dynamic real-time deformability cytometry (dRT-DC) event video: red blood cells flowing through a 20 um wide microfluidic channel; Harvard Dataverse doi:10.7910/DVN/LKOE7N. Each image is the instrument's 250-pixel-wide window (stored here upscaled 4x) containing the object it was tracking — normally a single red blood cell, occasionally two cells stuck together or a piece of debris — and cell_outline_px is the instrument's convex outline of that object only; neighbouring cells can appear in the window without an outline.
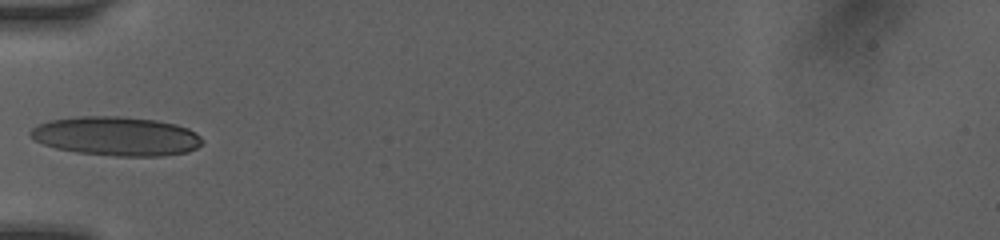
{"species": "human", "species_latin": "Homo sapiens", "temperature_condition": "room temperature", "stored_images_in_passage": 50, "camera_frame_rate_fps": 3000, "um_per_image_px": 0.085, "donor": {"sex": "female"}, "frame": {"image": 1, "passage_image": 1, "time_ms": 0.0, "image_size_px": [1000, 240], "cell_outline_px": [[204, 140], [196, 148], [188, 152], [164, 156], [116, 156], [76, 152], [56, 148], [44, 144], [36, 140], [28, 132], [32, 128], [40, 124], [52, 120], [76, 116], [120, 116], [156, 120], [176, 124], [188, 128], [196, 132]], "centroid_in_image_um": [9.93, 11.57], "position_along_channel_um": 75.1, "area_um2": 39.13}}
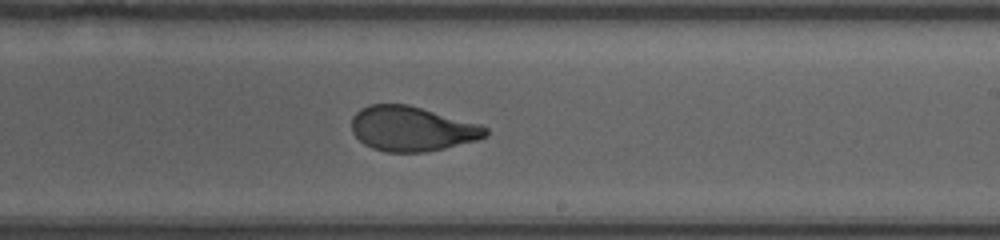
{"frame": {"image": 2, "passage_image": 21, "time_ms": 4.333, "image_size_px": [1000, 240], "cell_outline_px": [[488, 136], [476, 140], [444, 148], [424, 152], [388, 152], [372, 148], [364, 144], [352, 132], [352, 116], [360, 108], [368, 104], [408, 104], [480, 124], [488, 128]], "centroid_in_image_um": [35.0, 10.93], "position_along_channel_um": 254.0, "area_um2": 34.97}}
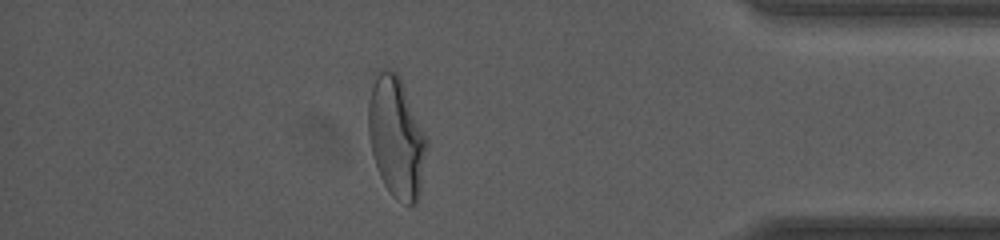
{"frame": {"image": 3, "passage_image": 46, "time_ms": 8.667, "image_size_px": [1000, 240], "cell_outline_px": [[428, 148], [420, 192], [416, 204], [408, 204], [392, 196], [384, 184], [380, 176], [372, 152], [368, 136], [368, 100], [372, 84], [376, 72], [384, 68], [396, 72], [400, 76], [428, 140]], "centroid_in_image_um": [33.69, 11.64], "position_along_channel_um": 401.5, "area_um2": 41.27}, "authors_computed_cell_mechanics": {"area_um2": 36.125, "velocity_mm_per_s": 4.1051, "shape_relaxation_time_tau1_ms": 4.7672, "shape_relaxation_time_tau2_ms": 0.7364, "deformation_change_tau1": 0.1768, "deformation_change_tau2": 0.0615}}